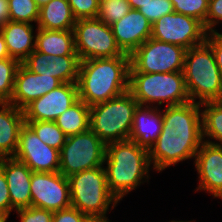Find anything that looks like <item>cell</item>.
<instances>
[{
    "instance_id": "1",
    "label": "cell",
    "mask_w": 222,
    "mask_h": 222,
    "mask_svg": "<svg viewBox=\"0 0 222 222\" xmlns=\"http://www.w3.org/2000/svg\"><path fill=\"white\" fill-rule=\"evenodd\" d=\"M162 130L149 149V161L154 171L162 173L171 166L192 160L203 141L200 103L190 101L182 105L162 108Z\"/></svg>"
},
{
    "instance_id": "2",
    "label": "cell",
    "mask_w": 222,
    "mask_h": 222,
    "mask_svg": "<svg viewBox=\"0 0 222 222\" xmlns=\"http://www.w3.org/2000/svg\"><path fill=\"white\" fill-rule=\"evenodd\" d=\"M130 56L88 59L80 62L78 98L92 106L129 91Z\"/></svg>"
},
{
    "instance_id": "3",
    "label": "cell",
    "mask_w": 222,
    "mask_h": 222,
    "mask_svg": "<svg viewBox=\"0 0 222 222\" xmlns=\"http://www.w3.org/2000/svg\"><path fill=\"white\" fill-rule=\"evenodd\" d=\"M104 168L108 189L119 203L130 192L149 183L153 170L148 150L129 139L106 145Z\"/></svg>"
},
{
    "instance_id": "4",
    "label": "cell",
    "mask_w": 222,
    "mask_h": 222,
    "mask_svg": "<svg viewBox=\"0 0 222 222\" xmlns=\"http://www.w3.org/2000/svg\"><path fill=\"white\" fill-rule=\"evenodd\" d=\"M183 73L191 101H222V73L206 40L186 50Z\"/></svg>"
},
{
    "instance_id": "5",
    "label": "cell",
    "mask_w": 222,
    "mask_h": 222,
    "mask_svg": "<svg viewBox=\"0 0 222 222\" xmlns=\"http://www.w3.org/2000/svg\"><path fill=\"white\" fill-rule=\"evenodd\" d=\"M129 92L139 105L162 108L190 102L183 71L129 72ZM166 105H163L165 104Z\"/></svg>"
},
{
    "instance_id": "6",
    "label": "cell",
    "mask_w": 222,
    "mask_h": 222,
    "mask_svg": "<svg viewBox=\"0 0 222 222\" xmlns=\"http://www.w3.org/2000/svg\"><path fill=\"white\" fill-rule=\"evenodd\" d=\"M68 181L71 206L89 218L107 217L119 205L108 189L104 165L72 174Z\"/></svg>"
},
{
    "instance_id": "7",
    "label": "cell",
    "mask_w": 222,
    "mask_h": 222,
    "mask_svg": "<svg viewBox=\"0 0 222 222\" xmlns=\"http://www.w3.org/2000/svg\"><path fill=\"white\" fill-rule=\"evenodd\" d=\"M138 105L129 91L106 102L92 105L89 128L105 145L127 140Z\"/></svg>"
},
{
    "instance_id": "8",
    "label": "cell",
    "mask_w": 222,
    "mask_h": 222,
    "mask_svg": "<svg viewBox=\"0 0 222 222\" xmlns=\"http://www.w3.org/2000/svg\"><path fill=\"white\" fill-rule=\"evenodd\" d=\"M106 145L89 128L68 136L60 150L59 172L65 177L104 165Z\"/></svg>"
},
{
    "instance_id": "9",
    "label": "cell",
    "mask_w": 222,
    "mask_h": 222,
    "mask_svg": "<svg viewBox=\"0 0 222 222\" xmlns=\"http://www.w3.org/2000/svg\"><path fill=\"white\" fill-rule=\"evenodd\" d=\"M73 32L75 50L81 61L130 56L118 46L111 26L98 18L78 19Z\"/></svg>"
},
{
    "instance_id": "10",
    "label": "cell",
    "mask_w": 222,
    "mask_h": 222,
    "mask_svg": "<svg viewBox=\"0 0 222 222\" xmlns=\"http://www.w3.org/2000/svg\"><path fill=\"white\" fill-rule=\"evenodd\" d=\"M185 52L182 46L149 38L130 55L129 72L183 71Z\"/></svg>"
},
{
    "instance_id": "11",
    "label": "cell",
    "mask_w": 222,
    "mask_h": 222,
    "mask_svg": "<svg viewBox=\"0 0 222 222\" xmlns=\"http://www.w3.org/2000/svg\"><path fill=\"white\" fill-rule=\"evenodd\" d=\"M207 31L197 19L172 12L152 24L151 38L179 45L188 50L206 40Z\"/></svg>"
},
{
    "instance_id": "12",
    "label": "cell",
    "mask_w": 222,
    "mask_h": 222,
    "mask_svg": "<svg viewBox=\"0 0 222 222\" xmlns=\"http://www.w3.org/2000/svg\"><path fill=\"white\" fill-rule=\"evenodd\" d=\"M31 206L59 211L71 206L68 178L60 172H32Z\"/></svg>"
},
{
    "instance_id": "13",
    "label": "cell",
    "mask_w": 222,
    "mask_h": 222,
    "mask_svg": "<svg viewBox=\"0 0 222 222\" xmlns=\"http://www.w3.org/2000/svg\"><path fill=\"white\" fill-rule=\"evenodd\" d=\"M13 157L25 163L33 172H59L60 151L43 143L27 123L20 130Z\"/></svg>"
},
{
    "instance_id": "14",
    "label": "cell",
    "mask_w": 222,
    "mask_h": 222,
    "mask_svg": "<svg viewBox=\"0 0 222 222\" xmlns=\"http://www.w3.org/2000/svg\"><path fill=\"white\" fill-rule=\"evenodd\" d=\"M77 83H62L23 109L25 121H55L78 100Z\"/></svg>"
},
{
    "instance_id": "15",
    "label": "cell",
    "mask_w": 222,
    "mask_h": 222,
    "mask_svg": "<svg viewBox=\"0 0 222 222\" xmlns=\"http://www.w3.org/2000/svg\"><path fill=\"white\" fill-rule=\"evenodd\" d=\"M198 186L194 190L204 191L222 201V146L203 142L194 159Z\"/></svg>"
},
{
    "instance_id": "16",
    "label": "cell",
    "mask_w": 222,
    "mask_h": 222,
    "mask_svg": "<svg viewBox=\"0 0 222 222\" xmlns=\"http://www.w3.org/2000/svg\"><path fill=\"white\" fill-rule=\"evenodd\" d=\"M80 62L78 55L53 57L34 50L21 64L32 73L52 76L61 83H77Z\"/></svg>"
},
{
    "instance_id": "17",
    "label": "cell",
    "mask_w": 222,
    "mask_h": 222,
    "mask_svg": "<svg viewBox=\"0 0 222 222\" xmlns=\"http://www.w3.org/2000/svg\"><path fill=\"white\" fill-rule=\"evenodd\" d=\"M61 84L57 78L32 73L20 64L15 74L13 94L9 103L23 110L32 101Z\"/></svg>"
},
{
    "instance_id": "18",
    "label": "cell",
    "mask_w": 222,
    "mask_h": 222,
    "mask_svg": "<svg viewBox=\"0 0 222 222\" xmlns=\"http://www.w3.org/2000/svg\"><path fill=\"white\" fill-rule=\"evenodd\" d=\"M110 26L118 46L128 55L151 38L152 23L139 10L131 9Z\"/></svg>"
},
{
    "instance_id": "19",
    "label": "cell",
    "mask_w": 222,
    "mask_h": 222,
    "mask_svg": "<svg viewBox=\"0 0 222 222\" xmlns=\"http://www.w3.org/2000/svg\"><path fill=\"white\" fill-rule=\"evenodd\" d=\"M10 194L11 206L17 210L31 206L30 181L32 170L14 157L0 158Z\"/></svg>"
},
{
    "instance_id": "20",
    "label": "cell",
    "mask_w": 222,
    "mask_h": 222,
    "mask_svg": "<svg viewBox=\"0 0 222 222\" xmlns=\"http://www.w3.org/2000/svg\"><path fill=\"white\" fill-rule=\"evenodd\" d=\"M162 109L138 105L133 117L129 140L149 151L162 130Z\"/></svg>"
},
{
    "instance_id": "21",
    "label": "cell",
    "mask_w": 222,
    "mask_h": 222,
    "mask_svg": "<svg viewBox=\"0 0 222 222\" xmlns=\"http://www.w3.org/2000/svg\"><path fill=\"white\" fill-rule=\"evenodd\" d=\"M35 28V24L11 20L0 28L10 58L21 64L35 50Z\"/></svg>"
},
{
    "instance_id": "22",
    "label": "cell",
    "mask_w": 222,
    "mask_h": 222,
    "mask_svg": "<svg viewBox=\"0 0 222 222\" xmlns=\"http://www.w3.org/2000/svg\"><path fill=\"white\" fill-rule=\"evenodd\" d=\"M24 123L23 110L9 102H0V158L15 155Z\"/></svg>"
},
{
    "instance_id": "23",
    "label": "cell",
    "mask_w": 222,
    "mask_h": 222,
    "mask_svg": "<svg viewBox=\"0 0 222 222\" xmlns=\"http://www.w3.org/2000/svg\"><path fill=\"white\" fill-rule=\"evenodd\" d=\"M35 50L55 56L77 55L73 30L36 29Z\"/></svg>"
},
{
    "instance_id": "24",
    "label": "cell",
    "mask_w": 222,
    "mask_h": 222,
    "mask_svg": "<svg viewBox=\"0 0 222 222\" xmlns=\"http://www.w3.org/2000/svg\"><path fill=\"white\" fill-rule=\"evenodd\" d=\"M76 21L67 0H50L40 7L36 25L47 30H73Z\"/></svg>"
},
{
    "instance_id": "25",
    "label": "cell",
    "mask_w": 222,
    "mask_h": 222,
    "mask_svg": "<svg viewBox=\"0 0 222 222\" xmlns=\"http://www.w3.org/2000/svg\"><path fill=\"white\" fill-rule=\"evenodd\" d=\"M90 106L78 99L64 111L55 123L68 136L85 132L89 129Z\"/></svg>"
},
{
    "instance_id": "26",
    "label": "cell",
    "mask_w": 222,
    "mask_h": 222,
    "mask_svg": "<svg viewBox=\"0 0 222 222\" xmlns=\"http://www.w3.org/2000/svg\"><path fill=\"white\" fill-rule=\"evenodd\" d=\"M200 106L203 141L222 146V101H207L200 103Z\"/></svg>"
},
{
    "instance_id": "27",
    "label": "cell",
    "mask_w": 222,
    "mask_h": 222,
    "mask_svg": "<svg viewBox=\"0 0 222 222\" xmlns=\"http://www.w3.org/2000/svg\"><path fill=\"white\" fill-rule=\"evenodd\" d=\"M48 146L61 150L67 136L54 121H25Z\"/></svg>"
},
{
    "instance_id": "28",
    "label": "cell",
    "mask_w": 222,
    "mask_h": 222,
    "mask_svg": "<svg viewBox=\"0 0 222 222\" xmlns=\"http://www.w3.org/2000/svg\"><path fill=\"white\" fill-rule=\"evenodd\" d=\"M8 7L11 21L37 24L40 7L34 0H8Z\"/></svg>"
},
{
    "instance_id": "29",
    "label": "cell",
    "mask_w": 222,
    "mask_h": 222,
    "mask_svg": "<svg viewBox=\"0 0 222 222\" xmlns=\"http://www.w3.org/2000/svg\"><path fill=\"white\" fill-rule=\"evenodd\" d=\"M19 65L17 60L10 57L0 60V102H10Z\"/></svg>"
},
{
    "instance_id": "30",
    "label": "cell",
    "mask_w": 222,
    "mask_h": 222,
    "mask_svg": "<svg viewBox=\"0 0 222 222\" xmlns=\"http://www.w3.org/2000/svg\"><path fill=\"white\" fill-rule=\"evenodd\" d=\"M130 10L128 0H99L97 18L110 26L124 17Z\"/></svg>"
},
{
    "instance_id": "31",
    "label": "cell",
    "mask_w": 222,
    "mask_h": 222,
    "mask_svg": "<svg viewBox=\"0 0 222 222\" xmlns=\"http://www.w3.org/2000/svg\"><path fill=\"white\" fill-rule=\"evenodd\" d=\"M174 12L199 20L206 30V15L208 12L209 0H170Z\"/></svg>"
},
{
    "instance_id": "32",
    "label": "cell",
    "mask_w": 222,
    "mask_h": 222,
    "mask_svg": "<svg viewBox=\"0 0 222 222\" xmlns=\"http://www.w3.org/2000/svg\"><path fill=\"white\" fill-rule=\"evenodd\" d=\"M152 24L160 17L174 12L170 0H150L138 9Z\"/></svg>"
},
{
    "instance_id": "33",
    "label": "cell",
    "mask_w": 222,
    "mask_h": 222,
    "mask_svg": "<svg viewBox=\"0 0 222 222\" xmlns=\"http://www.w3.org/2000/svg\"><path fill=\"white\" fill-rule=\"evenodd\" d=\"M67 2L76 20L97 18L99 0H67Z\"/></svg>"
},
{
    "instance_id": "34",
    "label": "cell",
    "mask_w": 222,
    "mask_h": 222,
    "mask_svg": "<svg viewBox=\"0 0 222 222\" xmlns=\"http://www.w3.org/2000/svg\"><path fill=\"white\" fill-rule=\"evenodd\" d=\"M14 212L17 213L19 222H52L53 212L37 207H27L17 209Z\"/></svg>"
},
{
    "instance_id": "35",
    "label": "cell",
    "mask_w": 222,
    "mask_h": 222,
    "mask_svg": "<svg viewBox=\"0 0 222 222\" xmlns=\"http://www.w3.org/2000/svg\"><path fill=\"white\" fill-rule=\"evenodd\" d=\"M222 24V0H209L206 15L207 33L217 30L216 26Z\"/></svg>"
},
{
    "instance_id": "36",
    "label": "cell",
    "mask_w": 222,
    "mask_h": 222,
    "mask_svg": "<svg viewBox=\"0 0 222 222\" xmlns=\"http://www.w3.org/2000/svg\"><path fill=\"white\" fill-rule=\"evenodd\" d=\"M89 217L75 207L53 212L52 222H86Z\"/></svg>"
},
{
    "instance_id": "37",
    "label": "cell",
    "mask_w": 222,
    "mask_h": 222,
    "mask_svg": "<svg viewBox=\"0 0 222 222\" xmlns=\"http://www.w3.org/2000/svg\"><path fill=\"white\" fill-rule=\"evenodd\" d=\"M15 209L11 206L8 184L3 170L0 168V213L10 216Z\"/></svg>"
},
{
    "instance_id": "38",
    "label": "cell",
    "mask_w": 222,
    "mask_h": 222,
    "mask_svg": "<svg viewBox=\"0 0 222 222\" xmlns=\"http://www.w3.org/2000/svg\"><path fill=\"white\" fill-rule=\"evenodd\" d=\"M218 30L207 33L206 41L210 44L216 64L222 73V31L218 32Z\"/></svg>"
},
{
    "instance_id": "39",
    "label": "cell",
    "mask_w": 222,
    "mask_h": 222,
    "mask_svg": "<svg viewBox=\"0 0 222 222\" xmlns=\"http://www.w3.org/2000/svg\"><path fill=\"white\" fill-rule=\"evenodd\" d=\"M10 21L8 0H0V28Z\"/></svg>"
},
{
    "instance_id": "40",
    "label": "cell",
    "mask_w": 222,
    "mask_h": 222,
    "mask_svg": "<svg viewBox=\"0 0 222 222\" xmlns=\"http://www.w3.org/2000/svg\"><path fill=\"white\" fill-rule=\"evenodd\" d=\"M8 57H10V56H9V53H8V50H7V47L5 44L4 37H3L2 32L0 30V60L8 58Z\"/></svg>"
},
{
    "instance_id": "41",
    "label": "cell",
    "mask_w": 222,
    "mask_h": 222,
    "mask_svg": "<svg viewBox=\"0 0 222 222\" xmlns=\"http://www.w3.org/2000/svg\"><path fill=\"white\" fill-rule=\"evenodd\" d=\"M150 0H128L131 9L138 10L142 5H145Z\"/></svg>"
},
{
    "instance_id": "42",
    "label": "cell",
    "mask_w": 222,
    "mask_h": 222,
    "mask_svg": "<svg viewBox=\"0 0 222 222\" xmlns=\"http://www.w3.org/2000/svg\"><path fill=\"white\" fill-rule=\"evenodd\" d=\"M86 222H112L108 217H92L88 218Z\"/></svg>"
},
{
    "instance_id": "43",
    "label": "cell",
    "mask_w": 222,
    "mask_h": 222,
    "mask_svg": "<svg viewBox=\"0 0 222 222\" xmlns=\"http://www.w3.org/2000/svg\"><path fill=\"white\" fill-rule=\"evenodd\" d=\"M36 2V4L41 7L45 4H47L50 0H34Z\"/></svg>"
},
{
    "instance_id": "44",
    "label": "cell",
    "mask_w": 222,
    "mask_h": 222,
    "mask_svg": "<svg viewBox=\"0 0 222 222\" xmlns=\"http://www.w3.org/2000/svg\"><path fill=\"white\" fill-rule=\"evenodd\" d=\"M8 216H6L3 213H0V222H7L8 221Z\"/></svg>"
},
{
    "instance_id": "45",
    "label": "cell",
    "mask_w": 222,
    "mask_h": 222,
    "mask_svg": "<svg viewBox=\"0 0 222 222\" xmlns=\"http://www.w3.org/2000/svg\"><path fill=\"white\" fill-rule=\"evenodd\" d=\"M194 220H190V221H183V220H170L169 222H193Z\"/></svg>"
}]
</instances>
